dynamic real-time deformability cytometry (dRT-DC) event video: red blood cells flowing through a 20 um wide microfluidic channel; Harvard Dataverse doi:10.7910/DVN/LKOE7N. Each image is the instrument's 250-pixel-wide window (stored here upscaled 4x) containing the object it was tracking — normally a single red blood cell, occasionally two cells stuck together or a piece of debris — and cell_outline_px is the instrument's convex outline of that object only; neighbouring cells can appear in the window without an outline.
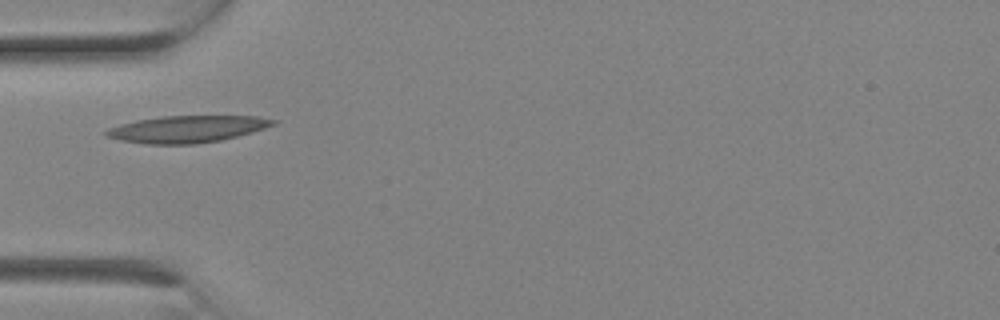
{"species": "Egyptian fruit bat (a non-hibernating species)", "species_latin": "Rousettus aegyptiacus", "temperature_condition": "room temperature", "stored_images_in_passage": 1, "camera_frame_rate_fps": 3000, "um_per_image_px": 0.085, "animal": {"sex": "female"}, "frame": {"image": 1, "passage_image": 1, "time_ms": 0.0, "image_size_px": [1000, 320], "cell_outline_px": [[276, 124], [252, 132], [220, 140], [196, 144], [144, 144], [120, 140], [104, 136], [104, 132], [108, 128], [120, 124], [136, 120], [164, 116], [256, 116], [276, 120]], "centroid_in_image_um": [15.86, 10.97], "position_along_channel_um": 69.1, "area_um2": 26.13}}